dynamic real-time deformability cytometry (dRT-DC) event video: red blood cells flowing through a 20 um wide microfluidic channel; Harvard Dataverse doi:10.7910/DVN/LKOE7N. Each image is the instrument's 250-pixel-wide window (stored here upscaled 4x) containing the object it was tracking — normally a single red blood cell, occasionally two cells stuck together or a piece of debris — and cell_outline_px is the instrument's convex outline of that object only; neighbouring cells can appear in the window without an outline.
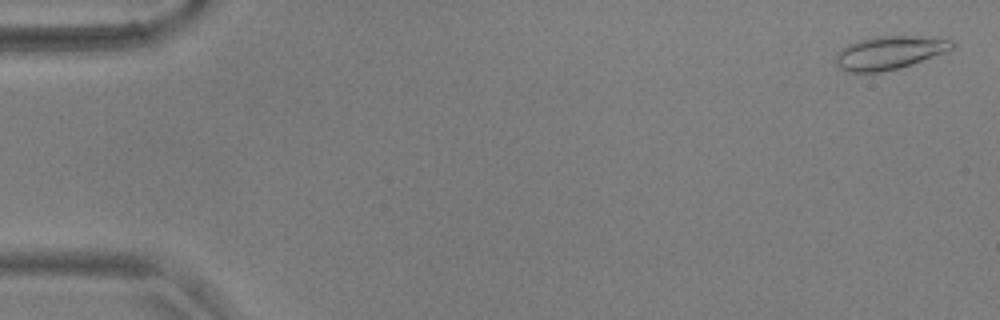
{"species": "common noctule bat (a hibernating species)", "species_latin": "Nyctalus noctula", "temperature_condition": "warm", "stored_images_in_passage": 9, "camera_frame_rate_fps": 3000, "um_per_image_px": 0.085, "animal": {"sex": "male", "body_mass_g": 17.9, "forearm_length_mm": 54.2}, "frame": {"image": 1, "passage_image": 2, "time_ms": 0.333, "image_size_px": [1000, 320], "cell_outline_px": [[956, 44], [952, 48], [944, 52], [912, 64], [900, 68], [880, 72], [848, 72], [840, 68], [836, 64], [836, 52], [848, 44], [860, 40], [880, 36], [912, 36], [952, 40]], "centroid_in_image_um": [75.56, 4.49], "position_along_channel_um": 9.4, "area_um2": 22.25}}